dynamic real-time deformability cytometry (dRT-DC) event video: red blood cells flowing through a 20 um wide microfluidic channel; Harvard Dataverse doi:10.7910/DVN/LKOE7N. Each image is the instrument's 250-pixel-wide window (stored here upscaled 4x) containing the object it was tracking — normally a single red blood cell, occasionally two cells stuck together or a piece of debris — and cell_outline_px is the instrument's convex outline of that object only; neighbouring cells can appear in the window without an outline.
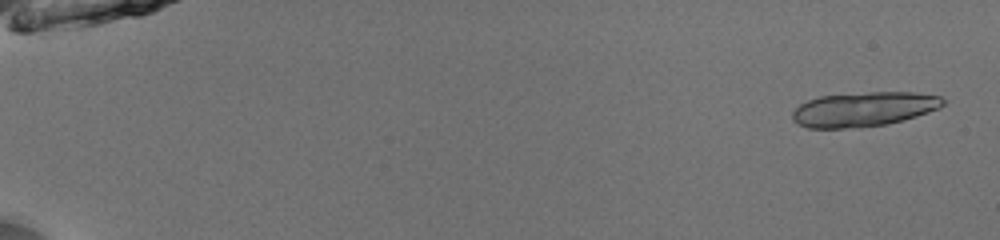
{"species": "common noctule bat (a hibernating species)", "species_latin": "Nyctalus noctula", "temperature_condition": "room temperature", "stored_images_in_passage": 17, "camera_frame_rate_fps": 3000, "um_per_image_px": 0.085, "animal": {"sex": "male", "body_mass_g": 13.0, "forearm_length_mm": 53.1}, "frame": {"image": 1, "passage_image": 2, "time_ms": 0.333, "image_size_px": [1000, 240], "cell_outline_px": [[944, 104], [940, 108], [904, 120], [888, 124], [860, 128], [808, 128], [796, 124], [792, 120], [792, 112], [800, 104], [808, 100], [820, 96], [868, 92], [916, 92], [940, 96], [944, 100]], "centroid_in_image_um": [73.41, 9.29], "position_along_channel_um": 11.6, "area_um2": 30.58}}